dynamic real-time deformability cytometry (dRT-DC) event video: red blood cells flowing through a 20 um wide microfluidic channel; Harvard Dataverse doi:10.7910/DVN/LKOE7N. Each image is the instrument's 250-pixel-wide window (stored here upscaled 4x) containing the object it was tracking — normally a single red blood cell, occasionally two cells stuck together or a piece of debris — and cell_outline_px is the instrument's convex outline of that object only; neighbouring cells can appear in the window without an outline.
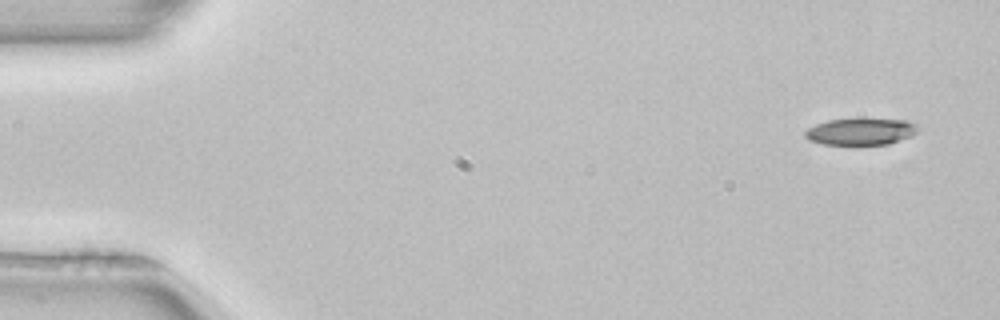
{"species": "common noctule bat (a hibernating species)", "species_latin": "Nyctalus noctula", "temperature_condition": "room temperature", "stored_images_in_passage": 50, "camera_frame_rate_fps": 3000, "um_per_image_px": 0.085, "animal": {"sex": "female", "body_mass_g": 22.7, "forearm_length_mm": 54.2}, "frame": {"image": 1, "passage_image": 1, "time_ms": 0.0, "image_size_px": [1000, 320], "cell_outline_px": [[920, 128], [916, 132], [908, 136], [888, 144], [824, 144], [808, 140], [804, 136], [804, 132], [808, 128], [816, 124], [828, 120], [908, 120], [916, 124]], "centroid_in_image_um": [73.13, 11.19], "position_along_channel_um": 11.9, "area_um2": 17.05}}
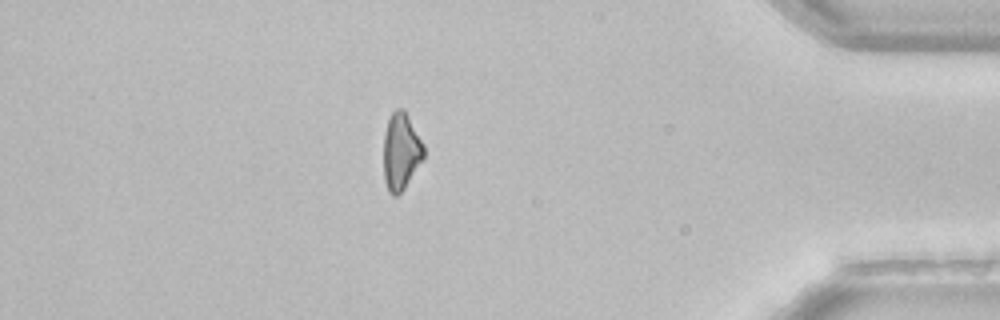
{"frame": {"image": 2, "passage_image": 43, "time_ms": 14.0, "image_size_px": [1000, 320], "cell_outline_px": [[424, 156], [404, 188], [396, 196], [392, 196], [388, 192], [384, 180], [384, 132], [388, 120], [392, 112], [396, 108], [404, 108], [424, 144]], "centroid_in_image_um": [34.07, 12.85], "position_along_channel_um": 401.1, "area_um2": 17.98}}
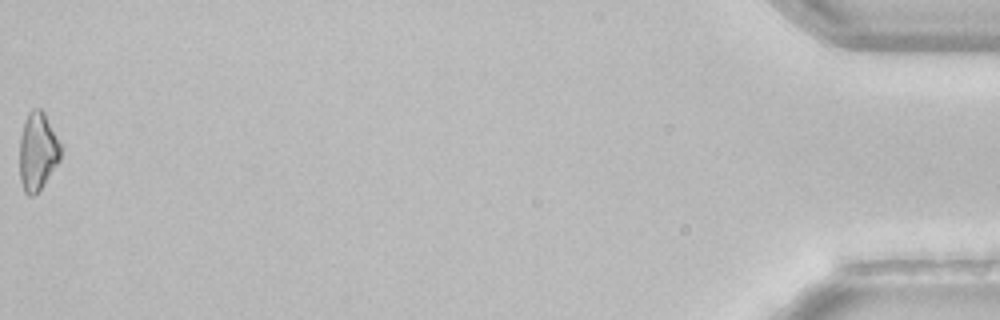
{"frame": {"image": 3, "passage_image": 50, "time_ms": 16.333, "image_size_px": [1000, 320], "cell_outline_px": [[60, 160], [40, 188], [32, 196], [28, 196], [24, 192], [20, 180], [20, 136], [24, 120], [28, 112], [32, 108], [40, 108], [44, 112], [60, 144]], "centroid_in_image_um": [3.17, 12.85], "position_along_channel_um": 432.0, "area_um2": 18.44}, "authors_computed_cell_mechanics": {"area_um2": 19.0162, "velocity_mm_per_s": 3.9929, "shape_relaxation_time_tau1_ms": 3.6019, "shape_relaxation_time_tau2_ms": null, "deformation_change_tau1": 0.1169, "deformation_change_tau2": null}}